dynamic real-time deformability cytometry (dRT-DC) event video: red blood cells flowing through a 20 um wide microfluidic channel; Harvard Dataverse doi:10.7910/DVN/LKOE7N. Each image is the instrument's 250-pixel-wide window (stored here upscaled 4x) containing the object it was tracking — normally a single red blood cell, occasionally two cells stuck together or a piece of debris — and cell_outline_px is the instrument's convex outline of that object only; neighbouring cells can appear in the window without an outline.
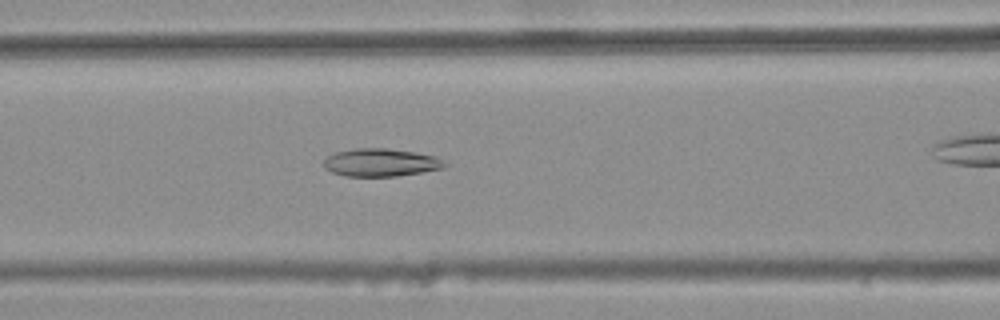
{"species": "common noctule bat (a hibernating species)", "species_latin": "Nyctalus noctula", "temperature_condition": "warm", "stored_images_in_passage": 36, "camera_frame_rate_fps": 3000, "um_per_image_px": 0.085, "animal": {"sex": "female", "body_mass_g": 25.1}, "frame": {"image": 1, "passage_image": 11, "time_ms": 3.333, "image_size_px": [1000, 320], "cell_outline_px": [[448, 164], [444, 168], [396, 176], [344, 176], [332, 172], [324, 168], [324, 160], [328, 156], [336, 152], [356, 148], [384, 148], [416, 152], [436, 156]], "centroid_in_image_um": [32.37, 13.81], "position_along_channel_um": 134.2, "area_um2": 19.59}}
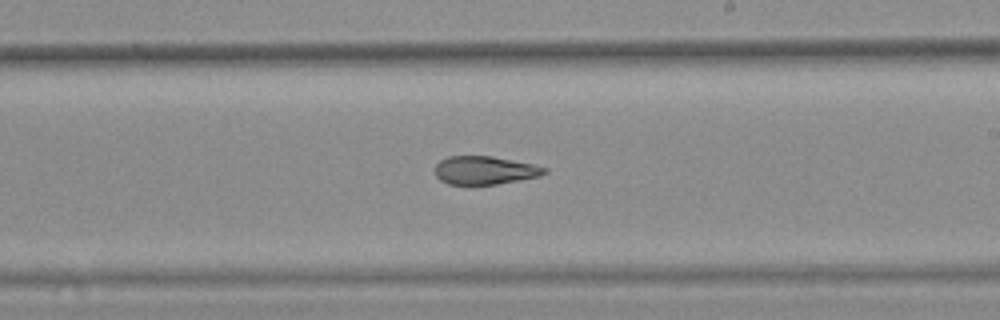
{"frame": {"image": 2, "passage_image": 20, "time_ms": 6.333, "image_size_px": [1000, 320], "cell_outline_px": [[548, 172], [540, 176], [496, 184], [448, 184], [440, 180], [436, 176], [436, 164], [440, 160], [448, 156], [492, 156], [532, 164], [548, 168]], "centroid_in_image_um": [41.21, 14.47], "position_along_channel_um": 247.8, "area_um2": 17.92}}
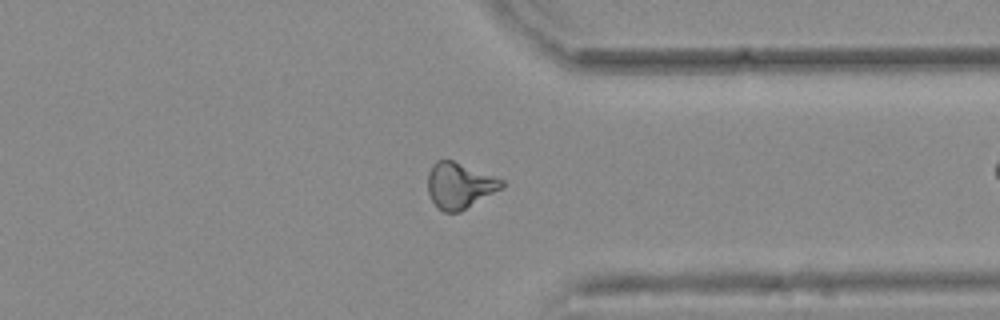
{"frame": {"image": 3, "passage_image": 30, "time_ms": 9.667, "image_size_px": [1000, 320], "cell_outline_px": [[504, 188], [460, 212], [444, 212], [432, 200], [428, 192], [428, 172], [432, 164], [436, 160], [452, 160], [496, 176], [504, 180]], "centroid_in_image_um": [39.09, 15.76], "position_along_channel_um": 372.3, "area_um2": 19.88}}